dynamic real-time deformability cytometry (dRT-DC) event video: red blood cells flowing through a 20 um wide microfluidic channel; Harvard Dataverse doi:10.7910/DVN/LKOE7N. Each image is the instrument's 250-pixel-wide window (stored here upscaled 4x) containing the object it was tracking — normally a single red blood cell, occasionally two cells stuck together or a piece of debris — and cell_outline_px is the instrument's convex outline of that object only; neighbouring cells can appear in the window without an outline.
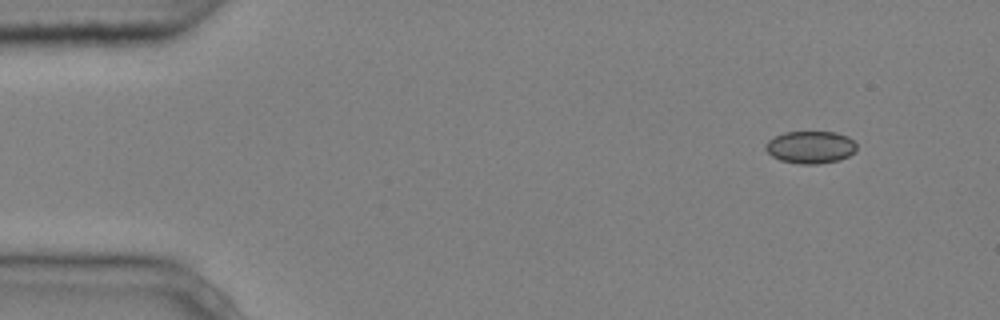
{"species": "common noctule bat (a hibernating species)", "species_latin": "Nyctalus noctula", "temperature_condition": "cold", "stored_images_in_passage": 4, "camera_frame_rate_fps": 3000, "um_per_image_px": 0.085, "animal": {"sex": "male", "body_mass_g": 20.4}, "frame": {"image": 1, "passage_image": 1, "time_ms": 0.0, "image_size_px": [1000, 320], "cell_outline_px": [[856, 152], [840, 160], [816, 164], [800, 164], [780, 160], [772, 156], [764, 148], [764, 144], [768, 140], [784, 132], [836, 132], [848, 136], [856, 144]], "centroid_in_image_um": [68.89, 12.51], "position_along_channel_um": 16.1, "area_um2": 17.28}}
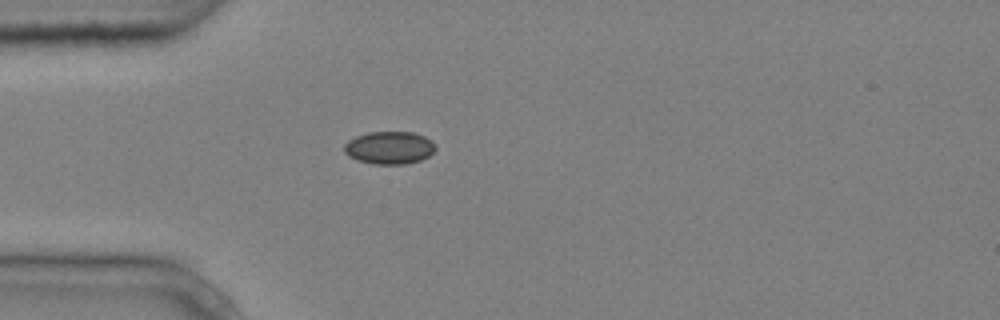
{"frame": {"image": 2, "passage_image": 4, "time_ms": 1.0, "image_size_px": [1000, 320], "cell_outline_px": [[436, 148], [428, 156], [420, 160], [404, 164], [372, 164], [356, 160], [348, 156], [344, 152], [344, 144], [348, 140], [356, 136], [368, 132], [412, 132], [424, 136], [432, 140]], "centroid_in_image_um": [33.07, 12.56], "position_along_channel_um": 51.9, "area_um2": 17.46}}